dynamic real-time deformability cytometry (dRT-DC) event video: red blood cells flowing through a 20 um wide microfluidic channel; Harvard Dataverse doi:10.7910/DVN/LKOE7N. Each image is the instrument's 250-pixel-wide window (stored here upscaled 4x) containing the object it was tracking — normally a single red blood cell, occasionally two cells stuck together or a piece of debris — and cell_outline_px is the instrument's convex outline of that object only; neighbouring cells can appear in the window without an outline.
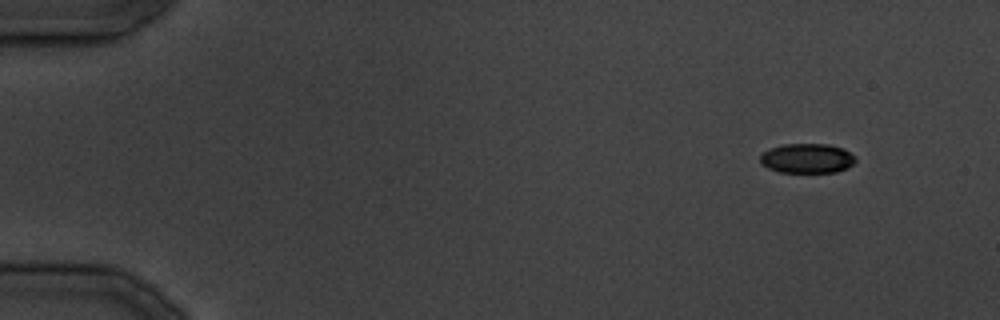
{"species": "common noctule bat (a hibernating species)", "species_latin": "Nyctalus noctula", "temperature_condition": "cold", "stored_images_in_passage": 24, "camera_frame_rate_fps": 3000, "um_per_image_px": 0.085, "animal": {"sex": "male", "body_mass_g": 19.5, "forearm_length_mm": 54.6}, "frame": {"image": 1, "passage_image": 1, "time_ms": 0.0, "image_size_px": [1000, 320], "cell_outline_px": [[856, 160], [852, 164], [836, 172], [780, 172], [768, 168], [760, 164], [760, 156], [764, 152], [772, 148], [784, 144], [828, 144], [844, 148], [856, 156]], "centroid_in_image_um": [68.61, 13.45], "position_along_channel_um": 16.4, "area_um2": 16.42}}
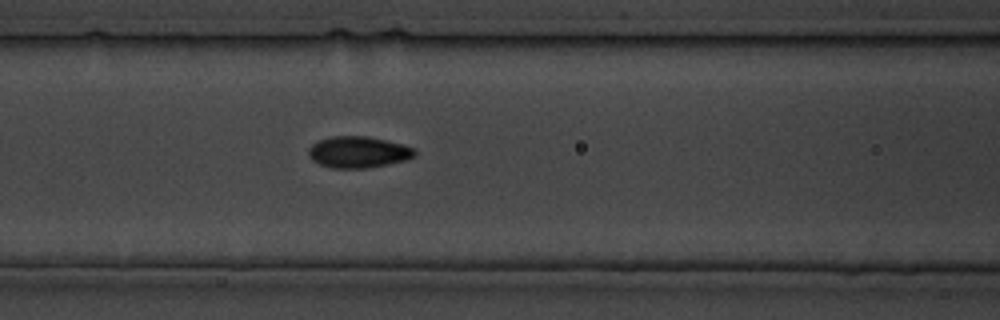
{"frame": {"image": 2, "passage_image": 13, "time_ms": 15.0, "image_size_px": [1000, 320], "cell_outline_px": [[416, 152], [408, 160], [368, 168], [332, 168], [320, 164], [312, 160], [308, 156], [308, 148], [316, 140], [332, 136], [368, 136], [400, 144], [412, 148]], "centroid_in_image_um": [30.39, 12.93], "position_along_channel_um": 136.2, "area_um2": 19.42}}
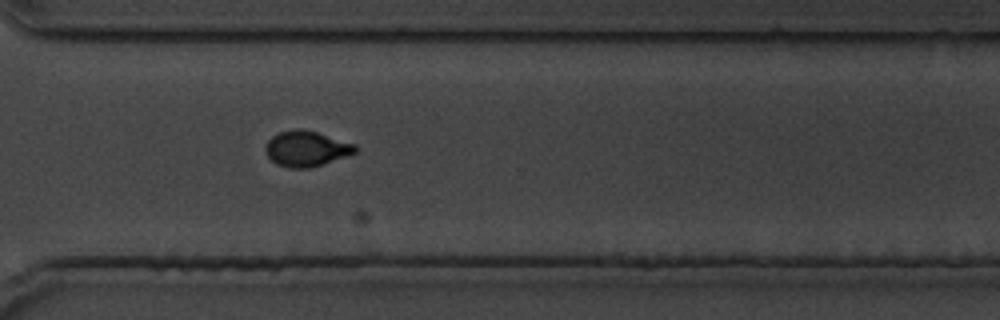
{"frame": {"image": 3, "passage_image": 24, "time_ms": 28.333, "image_size_px": [1000, 320], "cell_outline_px": [[356, 152], [308, 168], [288, 168], [276, 164], [268, 156], [264, 148], [268, 140], [272, 136], [280, 132], [296, 128], [300, 128], [316, 132], [356, 144]], "centroid_in_image_um": [25.99, 12.62], "position_along_channel_um": 344.6, "area_um2": 18.26}}